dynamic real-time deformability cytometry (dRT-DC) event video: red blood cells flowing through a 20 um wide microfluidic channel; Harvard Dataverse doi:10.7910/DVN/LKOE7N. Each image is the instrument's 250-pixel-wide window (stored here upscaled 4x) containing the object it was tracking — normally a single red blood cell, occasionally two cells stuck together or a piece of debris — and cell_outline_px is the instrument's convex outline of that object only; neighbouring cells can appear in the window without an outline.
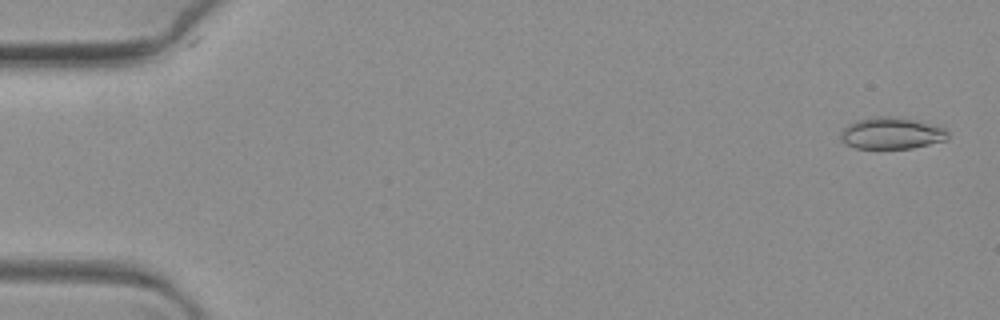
{"species": "common noctule bat (a hibernating species)", "species_latin": "Nyctalus noctula", "temperature_condition": "warm", "stored_images_in_passage": 6, "camera_frame_rate_fps": 3000, "um_per_image_px": 0.085, "animal": {"sex": "female", "body_mass_g": 19.3, "forearm_length_mm": 54.1}, "frame": {"image": 1, "passage_image": 1, "time_ms": 0.0, "image_size_px": [1000, 320], "cell_outline_px": [[948, 140], [912, 148], [856, 148], [844, 144], [840, 140], [840, 132], [848, 124], [856, 120], [876, 116], [892, 116], [944, 124], [948, 132]], "centroid_in_image_um": [75.84, 11.3], "position_along_channel_um": 9.2, "area_um2": 20.4}}
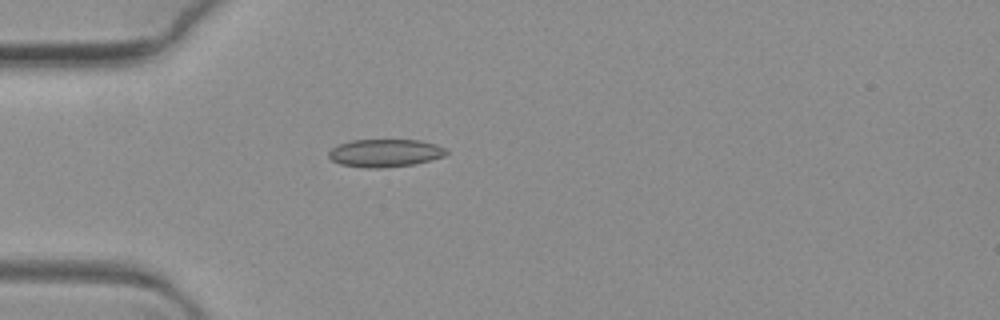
{"frame": {"image": 2, "passage_image": 6, "time_ms": 1.667, "image_size_px": [1000, 320], "cell_outline_px": [[448, 152], [444, 156], [412, 164], [380, 168], [364, 168], [340, 164], [332, 160], [328, 156], [328, 152], [332, 148], [340, 144], [352, 140], [420, 140], [436, 144], [444, 148]], "centroid_in_image_um": [32.7, 13.0], "position_along_channel_um": 52.3, "area_um2": 18.9}}